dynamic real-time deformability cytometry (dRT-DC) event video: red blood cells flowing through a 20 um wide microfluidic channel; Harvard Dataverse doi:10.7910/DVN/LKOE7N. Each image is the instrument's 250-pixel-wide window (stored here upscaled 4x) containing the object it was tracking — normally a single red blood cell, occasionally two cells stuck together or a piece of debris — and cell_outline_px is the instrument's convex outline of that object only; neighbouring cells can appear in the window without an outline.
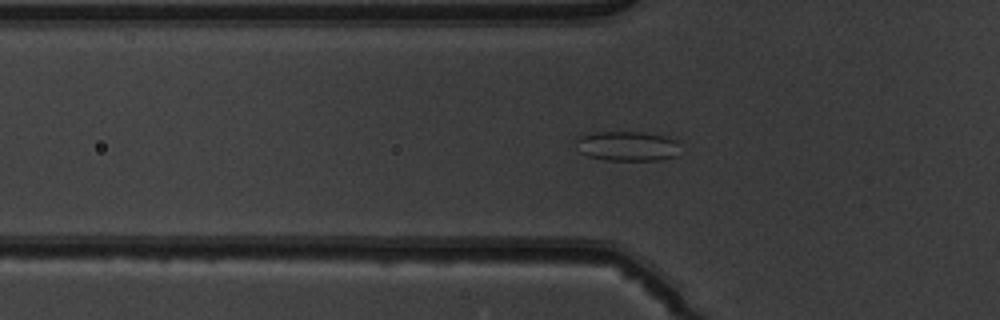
{"species": "common noctule bat (a hibernating species)", "species_latin": "Nyctalus noctula", "temperature_condition": "warm", "stored_images_in_passage": 54, "camera_frame_rate_fps": 3000, "um_per_image_px": 0.085, "animal": {"sex": "male", "body_mass_g": 19.5, "forearm_length_mm": 54.6}, "frame": {"image": 1, "passage_image": 19, "time_ms": 6.0, "image_size_px": [1000, 320], "cell_outline_px": [[680, 144], [676, 156], [660, 160], [604, 160], [588, 156], [580, 152], [576, 140], [580, 136], [592, 132], [640, 132], [664, 136], [676, 140]], "centroid_in_image_um": [53.33, 12.42], "position_along_channel_um": 72.5, "area_um2": 18.03}}
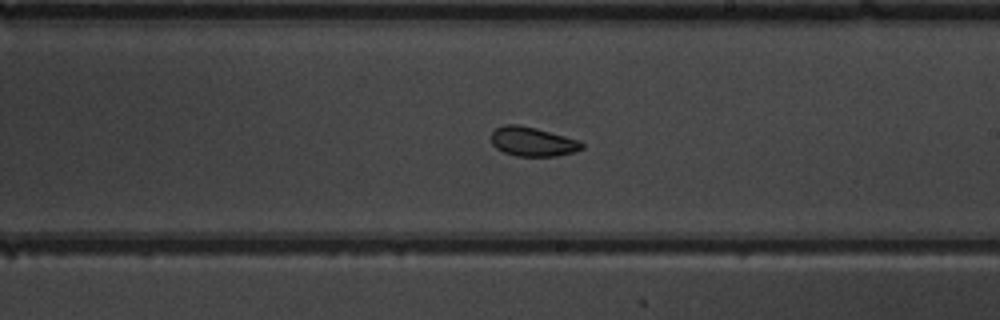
{"frame": {"image": 2, "passage_image": 32, "time_ms": 10.333, "image_size_px": [1000, 320], "cell_outline_px": [[584, 148], [576, 152], [556, 156], [516, 156], [504, 152], [496, 148], [492, 144], [492, 132], [496, 128], [504, 124], [516, 124], [536, 128], [580, 140], [584, 144]], "centroid_in_image_um": [45.3, 12.04], "position_along_channel_um": 243.7, "area_um2": 15.55}}
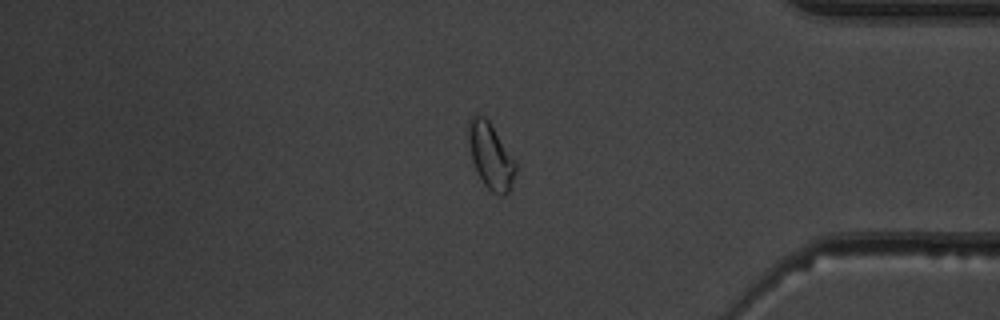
{"frame": {"image": 3, "passage_image": 45, "time_ms": 14.667, "image_size_px": [1000, 320], "cell_outline_px": [[516, 172], [512, 188], [504, 196], [500, 196], [492, 192], [484, 184], [472, 160], [468, 140], [468, 120], [476, 112], [484, 116], [488, 120], [516, 160]], "centroid_in_image_um": [41.73, 13.25], "position_along_channel_um": 393.5, "area_um2": 18.26}, "authors_computed_cell_mechanics": {"area_um2": 18.4382, "velocity_mm_per_s": 3.9568, "shape_relaxation_time_tau1_ms": null, "shape_relaxation_time_tau2_ms": 2.3249, "deformation_change_tau1": null, "deformation_change_tau2": 0.0531}}